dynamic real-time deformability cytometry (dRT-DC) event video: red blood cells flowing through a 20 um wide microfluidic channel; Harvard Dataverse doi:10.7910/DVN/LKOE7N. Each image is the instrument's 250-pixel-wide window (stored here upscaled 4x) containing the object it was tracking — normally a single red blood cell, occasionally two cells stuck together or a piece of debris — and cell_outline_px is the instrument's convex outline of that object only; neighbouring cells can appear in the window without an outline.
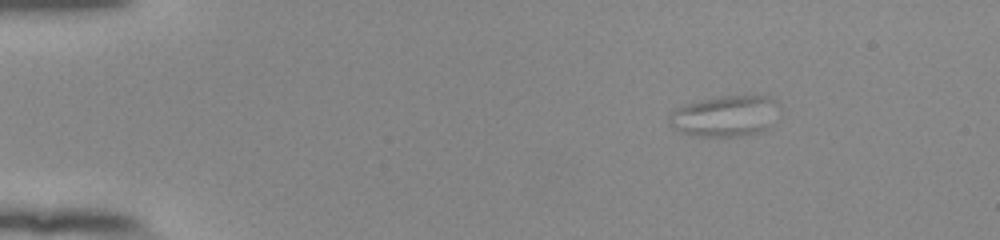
{"species": "human", "species_latin": "Homo sapiens", "temperature_condition": "room temperature", "stored_images_in_passage": 40, "camera_frame_rate_fps": 3000, "um_per_image_px": 0.085, "donor": {"sex": "female"}, "frame": {"image": 1, "passage_image": 1, "time_ms": 0.0, "image_size_px": [1000, 240], "cell_outline_px": [[780, 108], [768, 128], [760, 132], [740, 136], [696, 136], [680, 132], [672, 128], [668, 124], [668, 116], [676, 108], [688, 104], [720, 96], [772, 96], [776, 100]], "centroid_in_image_um": [61.64, 9.87], "position_along_channel_um": 23.4, "area_um2": 26.3}}
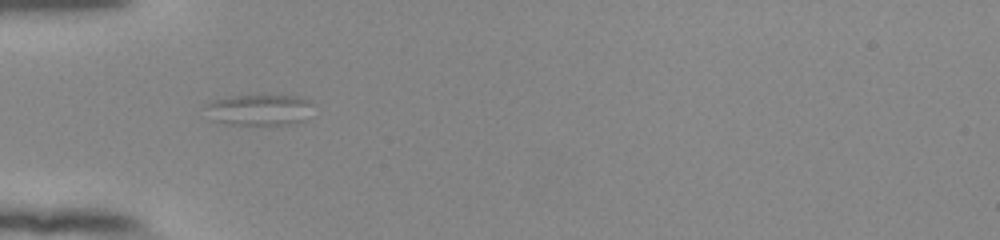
{"frame": {"image": 2, "passage_image": 12, "time_ms": 3.667, "image_size_px": [1000, 240], "cell_outline_px": [[312, 104], [304, 120], [288, 124], [224, 124], [212, 120], [204, 108], [204, 104], [212, 100], [228, 96], [300, 96], [312, 100]], "centroid_in_image_um": [21.97, 9.32], "position_along_channel_um": 63.0, "area_um2": 19.42}}